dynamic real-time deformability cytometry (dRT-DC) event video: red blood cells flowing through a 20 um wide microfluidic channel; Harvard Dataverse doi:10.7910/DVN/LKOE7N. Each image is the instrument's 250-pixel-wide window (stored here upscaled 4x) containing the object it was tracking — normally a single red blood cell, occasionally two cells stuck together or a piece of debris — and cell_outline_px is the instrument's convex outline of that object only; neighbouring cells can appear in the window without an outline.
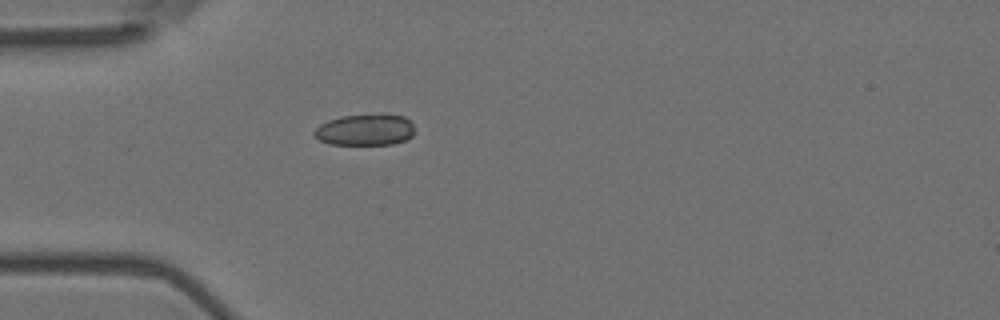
{"species": "Egyptian fruit bat (a non-hibernating species)", "species_latin": "Rousettus aegyptiacus", "temperature_condition": "room temperature", "stored_images_in_passage": 1, "camera_frame_rate_fps": 3000, "um_per_image_px": 0.085, "animal": {"sex": "female"}, "frame": {"image": 1, "passage_image": 1, "time_ms": 0.0, "image_size_px": [1000, 320], "cell_outline_px": [[412, 136], [404, 140], [392, 144], [328, 144], [312, 136], [312, 132], [320, 124], [328, 120], [340, 116], [404, 116], [412, 124]], "centroid_in_image_um": [30.95, 11.06], "position_along_channel_um": 54.0, "area_um2": 17.8}}